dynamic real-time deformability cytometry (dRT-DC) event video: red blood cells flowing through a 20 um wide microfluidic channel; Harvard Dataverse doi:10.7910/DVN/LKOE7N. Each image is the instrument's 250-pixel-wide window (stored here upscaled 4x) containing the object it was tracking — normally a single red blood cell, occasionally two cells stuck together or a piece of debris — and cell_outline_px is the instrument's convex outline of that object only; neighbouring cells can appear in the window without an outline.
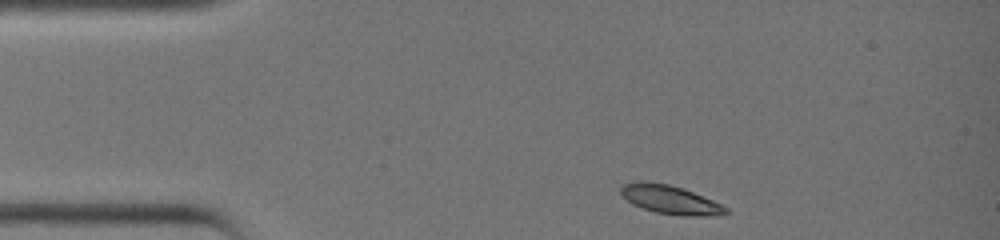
{"species": "common noctule bat (a hibernating species)", "species_latin": "Nyctalus noctula", "temperature_condition": "warm", "stored_images_in_passage": 30, "camera_frame_rate_fps": 3000, "um_per_image_px": 0.085, "animal": {"sex": "female", "body_mass_g": 19.0, "forearm_length_mm": 51.5}, "frame": {"image": 1, "passage_image": 1, "time_ms": 0.0, "image_size_px": [1000, 240], "cell_outline_px": [[732, 212], [716, 216], [680, 216], [656, 212], [632, 204], [620, 192], [620, 188], [624, 184], [640, 180], [644, 180], [668, 184], [684, 188], [704, 196], [728, 208]], "centroid_in_image_um": [57.01, 16.97], "position_along_channel_um": 28.0, "area_um2": 17.74}}
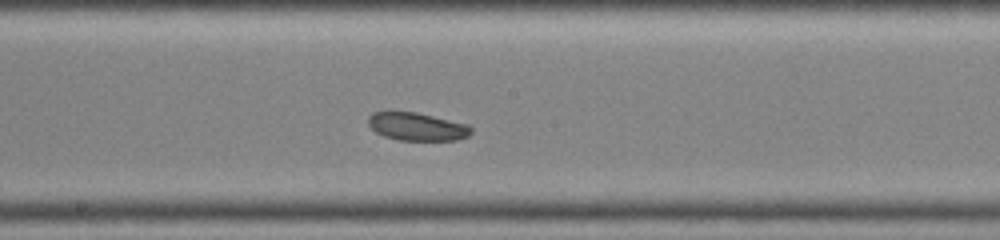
{"frame": {"image": 2, "passage_image": 16, "time_ms": 5.0, "image_size_px": [1000, 240], "cell_outline_px": [[472, 132], [468, 136], [456, 140], [396, 140], [384, 136], [376, 132], [368, 124], [368, 116], [372, 112], [388, 108], [416, 112], [468, 124], [472, 128]], "centroid_in_image_um": [35.37, 10.71], "position_along_channel_um": 212.8, "area_um2": 17.4}}
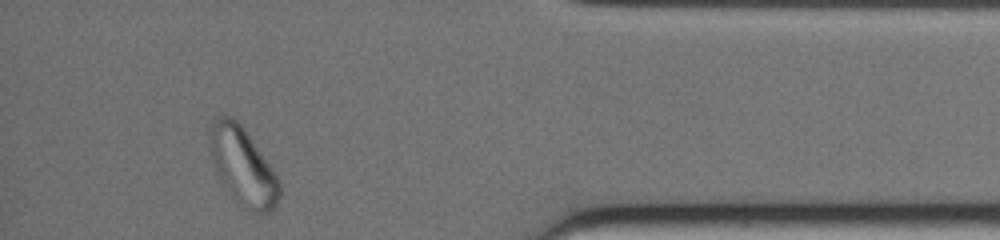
{"frame": {"image": 3, "passage_image": 30, "time_ms": 9.667, "image_size_px": [1000, 240], "cell_outline_px": [[280, 200], [276, 208], [268, 212], [252, 212], [240, 204], [232, 196], [220, 180], [216, 172], [208, 148], [208, 128], [216, 116], [232, 116], [244, 128], [280, 180]], "centroid_in_image_um": [20.61, 14.12], "position_along_channel_um": 414.6, "area_um2": 31.67}}